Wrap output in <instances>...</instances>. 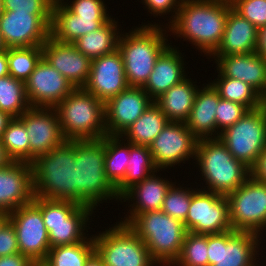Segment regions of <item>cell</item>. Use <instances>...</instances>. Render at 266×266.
<instances>
[{"instance_id":"1","label":"cell","mask_w":266,"mask_h":266,"mask_svg":"<svg viewBox=\"0 0 266 266\" xmlns=\"http://www.w3.org/2000/svg\"><path fill=\"white\" fill-rule=\"evenodd\" d=\"M231 8V3L218 0H182L176 18L167 26L169 35L183 38L208 59L222 40Z\"/></svg>"},{"instance_id":"2","label":"cell","mask_w":266,"mask_h":266,"mask_svg":"<svg viewBox=\"0 0 266 266\" xmlns=\"http://www.w3.org/2000/svg\"><path fill=\"white\" fill-rule=\"evenodd\" d=\"M148 21L121 32L118 40L125 77L129 87H143L160 54L170 45L168 28L163 23ZM150 22V23H149ZM123 33V34H122ZM169 38V40H168Z\"/></svg>"},{"instance_id":"3","label":"cell","mask_w":266,"mask_h":266,"mask_svg":"<svg viewBox=\"0 0 266 266\" xmlns=\"http://www.w3.org/2000/svg\"><path fill=\"white\" fill-rule=\"evenodd\" d=\"M34 196L77 203L75 140H66L32 162Z\"/></svg>"},{"instance_id":"4","label":"cell","mask_w":266,"mask_h":266,"mask_svg":"<svg viewBox=\"0 0 266 266\" xmlns=\"http://www.w3.org/2000/svg\"><path fill=\"white\" fill-rule=\"evenodd\" d=\"M196 162V163H195ZM194 167L200 172L202 190L227 196L251 176V169L237 160L219 138L198 140ZM202 176V177H201ZM203 178V179H202Z\"/></svg>"},{"instance_id":"5","label":"cell","mask_w":266,"mask_h":266,"mask_svg":"<svg viewBox=\"0 0 266 266\" xmlns=\"http://www.w3.org/2000/svg\"><path fill=\"white\" fill-rule=\"evenodd\" d=\"M75 162L78 204L97 210L100 203L120 201L105 174V136L97 140H75Z\"/></svg>"},{"instance_id":"6","label":"cell","mask_w":266,"mask_h":266,"mask_svg":"<svg viewBox=\"0 0 266 266\" xmlns=\"http://www.w3.org/2000/svg\"><path fill=\"white\" fill-rule=\"evenodd\" d=\"M128 226L144 242L159 266H172L180 256L187 230L184 223L163 211L138 214Z\"/></svg>"},{"instance_id":"7","label":"cell","mask_w":266,"mask_h":266,"mask_svg":"<svg viewBox=\"0 0 266 266\" xmlns=\"http://www.w3.org/2000/svg\"><path fill=\"white\" fill-rule=\"evenodd\" d=\"M55 110L66 140H97L107 135L105 104L84 88L74 89Z\"/></svg>"},{"instance_id":"8","label":"cell","mask_w":266,"mask_h":266,"mask_svg":"<svg viewBox=\"0 0 266 266\" xmlns=\"http://www.w3.org/2000/svg\"><path fill=\"white\" fill-rule=\"evenodd\" d=\"M33 203L41 210L50 248L83 242L90 235L88 230L93 229L89 225L96 211L89 206L41 197H34Z\"/></svg>"},{"instance_id":"9","label":"cell","mask_w":266,"mask_h":266,"mask_svg":"<svg viewBox=\"0 0 266 266\" xmlns=\"http://www.w3.org/2000/svg\"><path fill=\"white\" fill-rule=\"evenodd\" d=\"M104 230L93 234V240L95 251L105 266H159L144 242L127 224L118 219Z\"/></svg>"},{"instance_id":"10","label":"cell","mask_w":266,"mask_h":266,"mask_svg":"<svg viewBox=\"0 0 266 266\" xmlns=\"http://www.w3.org/2000/svg\"><path fill=\"white\" fill-rule=\"evenodd\" d=\"M219 139L235 159L251 169L266 148V104L249 110L234 125L221 132Z\"/></svg>"},{"instance_id":"11","label":"cell","mask_w":266,"mask_h":266,"mask_svg":"<svg viewBox=\"0 0 266 266\" xmlns=\"http://www.w3.org/2000/svg\"><path fill=\"white\" fill-rule=\"evenodd\" d=\"M261 239L259 234L248 231L207 234L208 266H258L264 247Z\"/></svg>"},{"instance_id":"12","label":"cell","mask_w":266,"mask_h":266,"mask_svg":"<svg viewBox=\"0 0 266 266\" xmlns=\"http://www.w3.org/2000/svg\"><path fill=\"white\" fill-rule=\"evenodd\" d=\"M227 199L232 230L254 232L265 241L263 233L266 232V183L250 176L244 184L229 193Z\"/></svg>"},{"instance_id":"13","label":"cell","mask_w":266,"mask_h":266,"mask_svg":"<svg viewBox=\"0 0 266 266\" xmlns=\"http://www.w3.org/2000/svg\"><path fill=\"white\" fill-rule=\"evenodd\" d=\"M198 139L184 122H169L149 145L156 168L167 171L195 161Z\"/></svg>"},{"instance_id":"14","label":"cell","mask_w":266,"mask_h":266,"mask_svg":"<svg viewBox=\"0 0 266 266\" xmlns=\"http://www.w3.org/2000/svg\"><path fill=\"white\" fill-rule=\"evenodd\" d=\"M184 226L187 232L197 234H219L232 230L227 196L198 188L192 194Z\"/></svg>"},{"instance_id":"15","label":"cell","mask_w":266,"mask_h":266,"mask_svg":"<svg viewBox=\"0 0 266 266\" xmlns=\"http://www.w3.org/2000/svg\"><path fill=\"white\" fill-rule=\"evenodd\" d=\"M15 228L18 248L31 261H44L50 250L41 210L32 202L8 213Z\"/></svg>"},{"instance_id":"16","label":"cell","mask_w":266,"mask_h":266,"mask_svg":"<svg viewBox=\"0 0 266 266\" xmlns=\"http://www.w3.org/2000/svg\"><path fill=\"white\" fill-rule=\"evenodd\" d=\"M52 15L3 10L0 34L7 48L42 46L50 37Z\"/></svg>"},{"instance_id":"17","label":"cell","mask_w":266,"mask_h":266,"mask_svg":"<svg viewBox=\"0 0 266 266\" xmlns=\"http://www.w3.org/2000/svg\"><path fill=\"white\" fill-rule=\"evenodd\" d=\"M19 119L29 137L30 163L66 141L55 108L30 107Z\"/></svg>"},{"instance_id":"18","label":"cell","mask_w":266,"mask_h":266,"mask_svg":"<svg viewBox=\"0 0 266 266\" xmlns=\"http://www.w3.org/2000/svg\"><path fill=\"white\" fill-rule=\"evenodd\" d=\"M31 107L55 108L75 88L44 58L40 60L25 82Z\"/></svg>"},{"instance_id":"19","label":"cell","mask_w":266,"mask_h":266,"mask_svg":"<svg viewBox=\"0 0 266 266\" xmlns=\"http://www.w3.org/2000/svg\"><path fill=\"white\" fill-rule=\"evenodd\" d=\"M123 58L117 49L91 62L89 79L84 89L106 104L128 88Z\"/></svg>"},{"instance_id":"20","label":"cell","mask_w":266,"mask_h":266,"mask_svg":"<svg viewBox=\"0 0 266 266\" xmlns=\"http://www.w3.org/2000/svg\"><path fill=\"white\" fill-rule=\"evenodd\" d=\"M153 100L142 87H128L105 104L107 135H121L151 105Z\"/></svg>"},{"instance_id":"21","label":"cell","mask_w":266,"mask_h":266,"mask_svg":"<svg viewBox=\"0 0 266 266\" xmlns=\"http://www.w3.org/2000/svg\"><path fill=\"white\" fill-rule=\"evenodd\" d=\"M43 58L76 88H84L92 60L77 50L73 43H63L51 36L42 45Z\"/></svg>"},{"instance_id":"22","label":"cell","mask_w":266,"mask_h":266,"mask_svg":"<svg viewBox=\"0 0 266 266\" xmlns=\"http://www.w3.org/2000/svg\"><path fill=\"white\" fill-rule=\"evenodd\" d=\"M34 197L31 163L12 161L0 169V211L10 213Z\"/></svg>"},{"instance_id":"23","label":"cell","mask_w":266,"mask_h":266,"mask_svg":"<svg viewBox=\"0 0 266 266\" xmlns=\"http://www.w3.org/2000/svg\"><path fill=\"white\" fill-rule=\"evenodd\" d=\"M158 172L159 170L133 185L120 197L121 203L128 202L125 206L129 209H126L127 214L119 222L128 225L140 213L161 209L165 196L174 182L171 178L166 179V176L161 177L162 174L159 175Z\"/></svg>"},{"instance_id":"24","label":"cell","mask_w":266,"mask_h":266,"mask_svg":"<svg viewBox=\"0 0 266 266\" xmlns=\"http://www.w3.org/2000/svg\"><path fill=\"white\" fill-rule=\"evenodd\" d=\"M217 77L239 79L252 86L266 100V60L258 53L210 56Z\"/></svg>"},{"instance_id":"25","label":"cell","mask_w":266,"mask_h":266,"mask_svg":"<svg viewBox=\"0 0 266 266\" xmlns=\"http://www.w3.org/2000/svg\"><path fill=\"white\" fill-rule=\"evenodd\" d=\"M183 57L184 53L180 52L179 47L170 43L156 59L154 68L142 87L153 101L188 77L189 72L185 71L187 62Z\"/></svg>"},{"instance_id":"26","label":"cell","mask_w":266,"mask_h":266,"mask_svg":"<svg viewBox=\"0 0 266 266\" xmlns=\"http://www.w3.org/2000/svg\"><path fill=\"white\" fill-rule=\"evenodd\" d=\"M220 99L210 82L199 87L191 112L184 122L198 140L217 138L216 107Z\"/></svg>"},{"instance_id":"27","label":"cell","mask_w":266,"mask_h":266,"mask_svg":"<svg viewBox=\"0 0 266 266\" xmlns=\"http://www.w3.org/2000/svg\"><path fill=\"white\" fill-rule=\"evenodd\" d=\"M257 36L258 28L231 8L228 11L222 40L211 56L254 53L256 52Z\"/></svg>"},{"instance_id":"28","label":"cell","mask_w":266,"mask_h":266,"mask_svg":"<svg viewBox=\"0 0 266 266\" xmlns=\"http://www.w3.org/2000/svg\"><path fill=\"white\" fill-rule=\"evenodd\" d=\"M110 18H80L62 2L53 3L50 36L63 43H73L79 37L101 28Z\"/></svg>"},{"instance_id":"29","label":"cell","mask_w":266,"mask_h":266,"mask_svg":"<svg viewBox=\"0 0 266 266\" xmlns=\"http://www.w3.org/2000/svg\"><path fill=\"white\" fill-rule=\"evenodd\" d=\"M194 80L185 78L153 101L170 122H185L188 118L200 87Z\"/></svg>"},{"instance_id":"30","label":"cell","mask_w":266,"mask_h":266,"mask_svg":"<svg viewBox=\"0 0 266 266\" xmlns=\"http://www.w3.org/2000/svg\"><path fill=\"white\" fill-rule=\"evenodd\" d=\"M115 19L118 18L112 16L101 28L75 40L73 44L77 50L91 60L117 50L122 29Z\"/></svg>"},{"instance_id":"31","label":"cell","mask_w":266,"mask_h":266,"mask_svg":"<svg viewBox=\"0 0 266 266\" xmlns=\"http://www.w3.org/2000/svg\"><path fill=\"white\" fill-rule=\"evenodd\" d=\"M169 122L159 107L152 102L121 136L133 145L149 146Z\"/></svg>"},{"instance_id":"32","label":"cell","mask_w":266,"mask_h":266,"mask_svg":"<svg viewBox=\"0 0 266 266\" xmlns=\"http://www.w3.org/2000/svg\"><path fill=\"white\" fill-rule=\"evenodd\" d=\"M158 171L152 160L149 146L133 145L129 142V160L126 176L116 187L119 198L133 185Z\"/></svg>"},{"instance_id":"33","label":"cell","mask_w":266,"mask_h":266,"mask_svg":"<svg viewBox=\"0 0 266 266\" xmlns=\"http://www.w3.org/2000/svg\"><path fill=\"white\" fill-rule=\"evenodd\" d=\"M224 100L243 104L249 110H255L265 105V99L250 85L239 79L216 77L209 81Z\"/></svg>"},{"instance_id":"34","label":"cell","mask_w":266,"mask_h":266,"mask_svg":"<svg viewBox=\"0 0 266 266\" xmlns=\"http://www.w3.org/2000/svg\"><path fill=\"white\" fill-rule=\"evenodd\" d=\"M129 160V142L121 135L105 136V174L116 188L126 176Z\"/></svg>"},{"instance_id":"35","label":"cell","mask_w":266,"mask_h":266,"mask_svg":"<svg viewBox=\"0 0 266 266\" xmlns=\"http://www.w3.org/2000/svg\"><path fill=\"white\" fill-rule=\"evenodd\" d=\"M94 252L95 244L91 233L83 242L50 248L44 261L49 266H84Z\"/></svg>"},{"instance_id":"36","label":"cell","mask_w":266,"mask_h":266,"mask_svg":"<svg viewBox=\"0 0 266 266\" xmlns=\"http://www.w3.org/2000/svg\"><path fill=\"white\" fill-rule=\"evenodd\" d=\"M30 107L24 82L10 75L0 77V110L19 118Z\"/></svg>"},{"instance_id":"37","label":"cell","mask_w":266,"mask_h":266,"mask_svg":"<svg viewBox=\"0 0 266 266\" xmlns=\"http://www.w3.org/2000/svg\"><path fill=\"white\" fill-rule=\"evenodd\" d=\"M1 143L7 156L13 162L30 163L29 137L24 123L19 118H13L9 122Z\"/></svg>"},{"instance_id":"38","label":"cell","mask_w":266,"mask_h":266,"mask_svg":"<svg viewBox=\"0 0 266 266\" xmlns=\"http://www.w3.org/2000/svg\"><path fill=\"white\" fill-rule=\"evenodd\" d=\"M9 75L26 82L43 58L42 46L7 48Z\"/></svg>"},{"instance_id":"39","label":"cell","mask_w":266,"mask_h":266,"mask_svg":"<svg viewBox=\"0 0 266 266\" xmlns=\"http://www.w3.org/2000/svg\"><path fill=\"white\" fill-rule=\"evenodd\" d=\"M176 182L175 180L169 188L160 210L184 223L190 208L192 194L198 189V186L195 185L196 188H194L193 184L190 187H185L184 183L180 185L181 183Z\"/></svg>"},{"instance_id":"40","label":"cell","mask_w":266,"mask_h":266,"mask_svg":"<svg viewBox=\"0 0 266 266\" xmlns=\"http://www.w3.org/2000/svg\"><path fill=\"white\" fill-rule=\"evenodd\" d=\"M207 234L187 232L182 250L172 266H208Z\"/></svg>"},{"instance_id":"41","label":"cell","mask_w":266,"mask_h":266,"mask_svg":"<svg viewBox=\"0 0 266 266\" xmlns=\"http://www.w3.org/2000/svg\"><path fill=\"white\" fill-rule=\"evenodd\" d=\"M249 109L243 104L220 99L216 107L217 138L220 133L234 125Z\"/></svg>"},{"instance_id":"42","label":"cell","mask_w":266,"mask_h":266,"mask_svg":"<svg viewBox=\"0 0 266 266\" xmlns=\"http://www.w3.org/2000/svg\"><path fill=\"white\" fill-rule=\"evenodd\" d=\"M231 6L256 28L266 25V0H234Z\"/></svg>"},{"instance_id":"43","label":"cell","mask_w":266,"mask_h":266,"mask_svg":"<svg viewBox=\"0 0 266 266\" xmlns=\"http://www.w3.org/2000/svg\"><path fill=\"white\" fill-rule=\"evenodd\" d=\"M62 3L80 18H111L105 0H63Z\"/></svg>"},{"instance_id":"44","label":"cell","mask_w":266,"mask_h":266,"mask_svg":"<svg viewBox=\"0 0 266 266\" xmlns=\"http://www.w3.org/2000/svg\"><path fill=\"white\" fill-rule=\"evenodd\" d=\"M3 10L31 13L34 15H52V0H2Z\"/></svg>"},{"instance_id":"45","label":"cell","mask_w":266,"mask_h":266,"mask_svg":"<svg viewBox=\"0 0 266 266\" xmlns=\"http://www.w3.org/2000/svg\"><path fill=\"white\" fill-rule=\"evenodd\" d=\"M140 3L145 5L143 9L150 12V17L152 15L154 18L159 16L166 19L169 17V19H166V21L168 20L169 22L167 21V23H164V26L167 27L176 18L182 0H141Z\"/></svg>"},{"instance_id":"46","label":"cell","mask_w":266,"mask_h":266,"mask_svg":"<svg viewBox=\"0 0 266 266\" xmlns=\"http://www.w3.org/2000/svg\"><path fill=\"white\" fill-rule=\"evenodd\" d=\"M20 253L17 235L12 223L7 220L0 228V257Z\"/></svg>"},{"instance_id":"47","label":"cell","mask_w":266,"mask_h":266,"mask_svg":"<svg viewBox=\"0 0 266 266\" xmlns=\"http://www.w3.org/2000/svg\"><path fill=\"white\" fill-rule=\"evenodd\" d=\"M251 176L262 183H266V148L258 157L256 164L251 168Z\"/></svg>"},{"instance_id":"48","label":"cell","mask_w":266,"mask_h":266,"mask_svg":"<svg viewBox=\"0 0 266 266\" xmlns=\"http://www.w3.org/2000/svg\"><path fill=\"white\" fill-rule=\"evenodd\" d=\"M32 261L21 253L0 257V266H31Z\"/></svg>"},{"instance_id":"49","label":"cell","mask_w":266,"mask_h":266,"mask_svg":"<svg viewBox=\"0 0 266 266\" xmlns=\"http://www.w3.org/2000/svg\"><path fill=\"white\" fill-rule=\"evenodd\" d=\"M256 53L266 60V25L258 29Z\"/></svg>"},{"instance_id":"50","label":"cell","mask_w":266,"mask_h":266,"mask_svg":"<svg viewBox=\"0 0 266 266\" xmlns=\"http://www.w3.org/2000/svg\"><path fill=\"white\" fill-rule=\"evenodd\" d=\"M9 75L7 49L0 51V77Z\"/></svg>"},{"instance_id":"51","label":"cell","mask_w":266,"mask_h":266,"mask_svg":"<svg viewBox=\"0 0 266 266\" xmlns=\"http://www.w3.org/2000/svg\"><path fill=\"white\" fill-rule=\"evenodd\" d=\"M13 119L8 113L0 110V140L3 136L4 131L6 130L9 122Z\"/></svg>"},{"instance_id":"52","label":"cell","mask_w":266,"mask_h":266,"mask_svg":"<svg viewBox=\"0 0 266 266\" xmlns=\"http://www.w3.org/2000/svg\"><path fill=\"white\" fill-rule=\"evenodd\" d=\"M84 266H105L102 258L95 251L86 261Z\"/></svg>"},{"instance_id":"53","label":"cell","mask_w":266,"mask_h":266,"mask_svg":"<svg viewBox=\"0 0 266 266\" xmlns=\"http://www.w3.org/2000/svg\"><path fill=\"white\" fill-rule=\"evenodd\" d=\"M12 160L7 156L5 149L0 140V169L8 166Z\"/></svg>"},{"instance_id":"54","label":"cell","mask_w":266,"mask_h":266,"mask_svg":"<svg viewBox=\"0 0 266 266\" xmlns=\"http://www.w3.org/2000/svg\"><path fill=\"white\" fill-rule=\"evenodd\" d=\"M8 220V213L4 211H0V228L2 225Z\"/></svg>"},{"instance_id":"55","label":"cell","mask_w":266,"mask_h":266,"mask_svg":"<svg viewBox=\"0 0 266 266\" xmlns=\"http://www.w3.org/2000/svg\"><path fill=\"white\" fill-rule=\"evenodd\" d=\"M31 266H49L46 261H32Z\"/></svg>"},{"instance_id":"56","label":"cell","mask_w":266,"mask_h":266,"mask_svg":"<svg viewBox=\"0 0 266 266\" xmlns=\"http://www.w3.org/2000/svg\"><path fill=\"white\" fill-rule=\"evenodd\" d=\"M6 49L7 47L5 46L2 36L0 34V51L6 50Z\"/></svg>"},{"instance_id":"57","label":"cell","mask_w":266,"mask_h":266,"mask_svg":"<svg viewBox=\"0 0 266 266\" xmlns=\"http://www.w3.org/2000/svg\"><path fill=\"white\" fill-rule=\"evenodd\" d=\"M3 13V2L2 0H0V16L2 15Z\"/></svg>"},{"instance_id":"58","label":"cell","mask_w":266,"mask_h":266,"mask_svg":"<svg viewBox=\"0 0 266 266\" xmlns=\"http://www.w3.org/2000/svg\"><path fill=\"white\" fill-rule=\"evenodd\" d=\"M218 1H224V2H228V3H232L234 0H218Z\"/></svg>"},{"instance_id":"59","label":"cell","mask_w":266,"mask_h":266,"mask_svg":"<svg viewBox=\"0 0 266 266\" xmlns=\"http://www.w3.org/2000/svg\"><path fill=\"white\" fill-rule=\"evenodd\" d=\"M54 3L55 2H62L63 0H52Z\"/></svg>"},{"instance_id":"60","label":"cell","mask_w":266,"mask_h":266,"mask_svg":"<svg viewBox=\"0 0 266 266\" xmlns=\"http://www.w3.org/2000/svg\"><path fill=\"white\" fill-rule=\"evenodd\" d=\"M261 264H262L263 266H265V265H264L265 263H263V261H262V263H261ZM261 264H259L258 266H262Z\"/></svg>"}]
</instances>
